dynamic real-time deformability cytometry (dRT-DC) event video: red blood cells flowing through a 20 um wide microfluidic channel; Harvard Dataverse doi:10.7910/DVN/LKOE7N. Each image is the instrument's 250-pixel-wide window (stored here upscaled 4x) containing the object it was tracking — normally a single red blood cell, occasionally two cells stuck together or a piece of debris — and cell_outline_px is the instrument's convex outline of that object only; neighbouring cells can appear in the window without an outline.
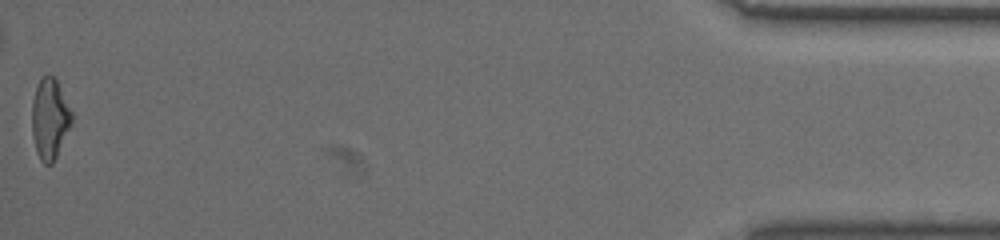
{"species": "common noctule bat (a hibernating species)", "species_latin": "Nyctalus noctula", "temperature_condition": "warm", "stored_images_in_passage": 61, "camera_frame_rate_fps": 3000, "um_per_image_px": 0.085, "animal": {"sex": "female", "body_mass_g": 19.5, "forearm_length_mm": 54.1}, "frame": {"image": 1, "passage_image": 61, "time_ms": 20.0, "image_size_px": [1000, 240], "cell_outline_px": [[72, 124], [52, 164], [44, 164], [40, 160], [36, 152], [32, 136], [32, 100], [36, 88], [40, 80], [44, 76], [52, 76], [56, 80], [72, 112]], "centroid_in_image_um": [4.22, 10.14], "position_along_channel_um": 431.0, "area_um2": 18.5}, "authors_computed_cell_mechanics": {"area_um2": 19.4208, "velocity_mm_per_s": 3.4968, "shape_relaxation_time_tau1_ms": 7.0971, "shape_relaxation_time_tau2_ms": 3.0208, "deformation_change_tau1": 0.2143, "deformation_change_tau2": 0.1226}}